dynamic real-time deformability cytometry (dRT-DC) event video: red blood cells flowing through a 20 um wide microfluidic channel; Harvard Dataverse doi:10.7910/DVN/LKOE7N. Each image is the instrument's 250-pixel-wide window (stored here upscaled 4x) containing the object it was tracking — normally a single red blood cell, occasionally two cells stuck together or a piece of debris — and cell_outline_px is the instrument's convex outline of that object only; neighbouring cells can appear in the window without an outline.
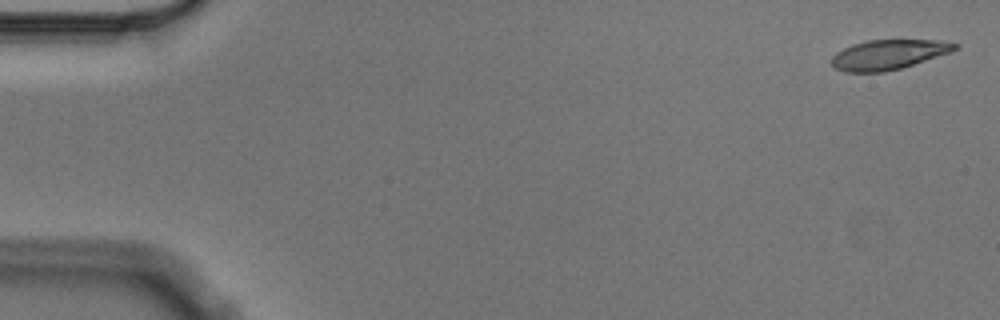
{"species": "Egyptian fruit bat (a non-hibernating species)", "species_latin": "Rousettus aegyptiacus", "temperature_condition": "cold", "stored_images_in_passage": 4, "camera_frame_rate_fps": 3000, "um_per_image_px": 0.085, "animal": {"sex": "male"}, "frame": {"image": 1, "passage_image": 1, "time_ms": 0.0, "image_size_px": [1000, 320], "cell_outline_px": [[960, 44], [956, 48], [948, 52], [900, 68], [884, 72], [844, 72], [832, 68], [832, 56], [836, 52], [852, 44], [868, 40], [940, 40]], "centroid_in_image_um": [75.44, 4.64], "position_along_channel_um": 9.6, "area_um2": 21.15}}
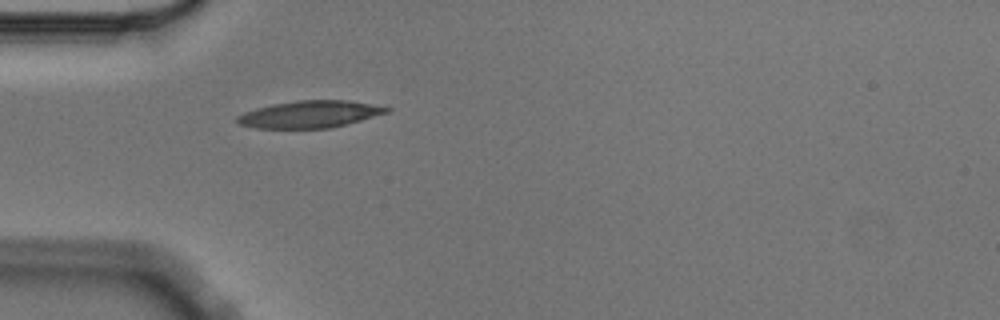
{"frame": {"image": 2, "passage_image": 4, "time_ms": 1.0, "image_size_px": [1000, 320], "cell_outline_px": [[392, 108], [388, 112], [360, 120], [328, 128], [256, 128], [240, 124], [236, 120], [236, 116], [244, 112], [256, 108], [272, 104], [300, 100], [344, 100]], "centroid_in_image_um": [26.27, 9.71], "position_along_channel_um": 58.7, "area_um2": 23.12}}